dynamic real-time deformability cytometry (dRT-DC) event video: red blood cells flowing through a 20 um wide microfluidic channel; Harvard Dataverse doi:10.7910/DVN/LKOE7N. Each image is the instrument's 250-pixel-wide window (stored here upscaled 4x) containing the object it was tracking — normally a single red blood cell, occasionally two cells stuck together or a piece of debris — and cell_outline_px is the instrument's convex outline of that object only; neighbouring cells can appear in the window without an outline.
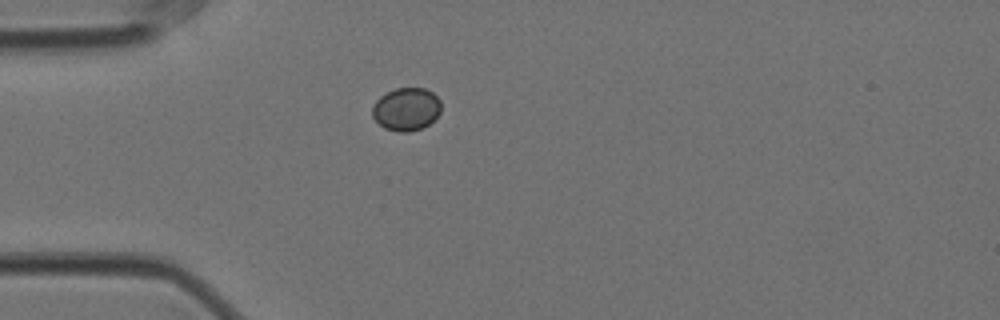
{"species": "Egyptian fruit bat (a non-hibernating species)", "species_latin": "Rousettus aegyptiacus", "temperature_condition": "cold", "stored_images_in_passage": 27, "camera_frame_rate_fps": 3000, "um_per_image_px": 0.085, "animal": {"sex": "female"}, "frame": {"image": 1, "passage_image": 1, "time_ms": 0.0, "image_size_px": [1000, 320], "cell_outline_px": [[440, 112], [428, 124], [420, 128], [408, 132], [396, 132], [384, 128], [372, 116], [372, 108], [376, 100], [380, 96], [396, 88], [424, 88], [432, 92], [440, 100]], "centroid_in_image_um": [34.51, 9.28], "position_along_channel_um": 50.5, "area_um2": 17.05}}
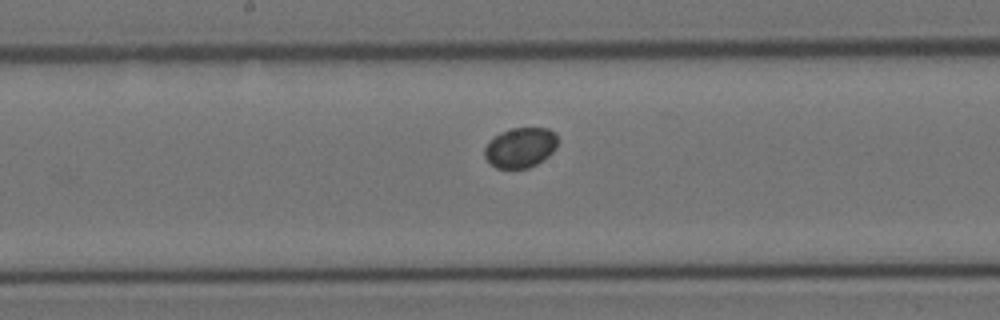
{"frame": {"image": 2, "passage_image": 15, "time_ms": 4.667, "image_size_px": [1000, 320], "cell_outline_px": [[556, 148], [544, 160], [528, 168], [496, 168], [484, 156], [484, 148], [500, 132], [512, 128], [548, 128], [556, 132]], "centroid_in_image_um": [44.25, 12.54], "position_along_channel_um": 203.9, "area_um2": 16.94}}
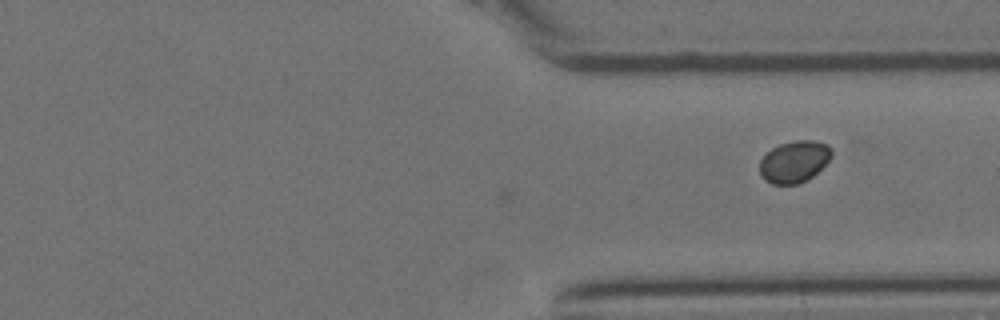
{"frame": {"image": 3, "passage_image": 27, "time_ms": 8.667, "image_size_px": [1000, 320], "cell_outline_px": [[832, 156], [812, 176], [800, 184], [772, 184], [764, 180], [760, 176], [760, 160], [772, 148], [780, 144], [796, 140], [816, 140], [828, 144], [832, 148]], "centroid_in_image_um": [67.51, 13.73], "position_along_channel_um": 343.9, "area_um2": 17.51}}